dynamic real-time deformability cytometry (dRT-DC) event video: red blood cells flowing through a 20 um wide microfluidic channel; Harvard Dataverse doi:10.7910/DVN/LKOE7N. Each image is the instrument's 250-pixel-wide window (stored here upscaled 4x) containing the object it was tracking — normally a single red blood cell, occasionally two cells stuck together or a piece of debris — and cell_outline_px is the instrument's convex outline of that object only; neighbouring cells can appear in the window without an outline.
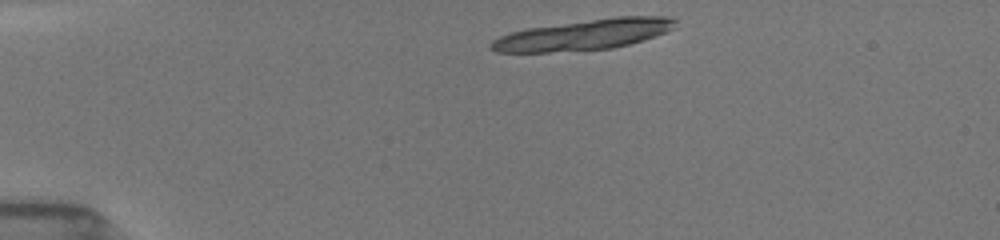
{"species": "common noctule bat (a hibernating species)", "species_latin": "Nyctalus noctula", "temperature_condition": "room temperature", "stored_images_in_passage": 7, "camera_frame_rate_fps": 3000, "um_per_image_px": 0.085, "animal": {"sex": "female", "body_mass_g": 19.5, "forearm_length_mm": 54.1}, "frame": {"image": 1, "passage_image": 1, "time_ms": 0.0, "image_size_px": [1000, 240], "cell_outline_px": [[676, 28], [628, 44], [612, 48], [548, 52], [496, 52], [488, 48], [488, 44], [492, 40], [500, 36], [512, 32], [528, 28], [616, 16], [668, 16], [676, 20]], "centroid_in_image_um": [49.59, 2.94], "position_along_channel_um": 35.4, "area_um2": 32.48}}